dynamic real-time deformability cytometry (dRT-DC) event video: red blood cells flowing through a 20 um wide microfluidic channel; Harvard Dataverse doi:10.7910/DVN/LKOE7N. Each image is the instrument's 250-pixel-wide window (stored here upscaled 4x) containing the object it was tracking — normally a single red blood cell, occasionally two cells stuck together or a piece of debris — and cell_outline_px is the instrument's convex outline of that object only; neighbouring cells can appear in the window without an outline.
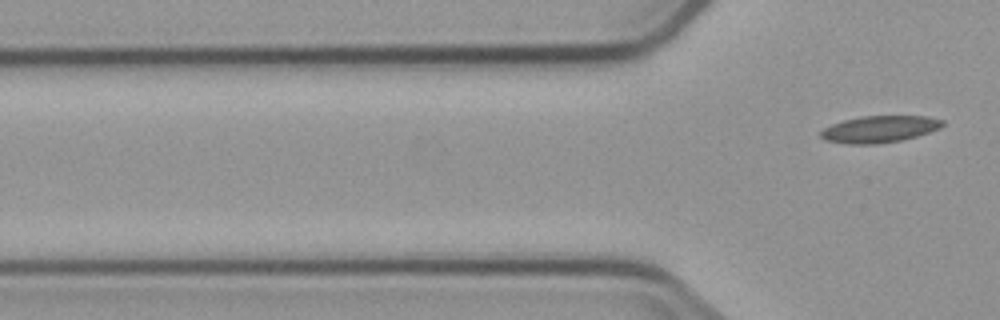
{"species": "common noctule bat (a hibernating species)", "species_latin": "Nyctalus noctula", "temperature_condition": "cold", "stored_images_in_passage": 6, "camera_frame_rate_fps": 3000, "um_per_image_px": 0.085, "animal": {"sex": "male", "body_mass_g": 23.1, "forearm_length_mm": 52.7}, "frame": {"image": 1, "passage_image": 6, "time_ms": 6.333, "image_size_px": [1000, 320], "cell_outline_px": [[944, 124], [940, 128], [916, 136], [900, 140], [876, 144], [848, 144], [824, 140], [820, 136], [820, 132], [824, 128], [832, 124], [844, 120], [860, 116], [928, 116], [944, 120]], "centroid_in_image_um": [74.74, 10.97], "position_along_channel_um": 51.1, "area_um2": 18.96}}